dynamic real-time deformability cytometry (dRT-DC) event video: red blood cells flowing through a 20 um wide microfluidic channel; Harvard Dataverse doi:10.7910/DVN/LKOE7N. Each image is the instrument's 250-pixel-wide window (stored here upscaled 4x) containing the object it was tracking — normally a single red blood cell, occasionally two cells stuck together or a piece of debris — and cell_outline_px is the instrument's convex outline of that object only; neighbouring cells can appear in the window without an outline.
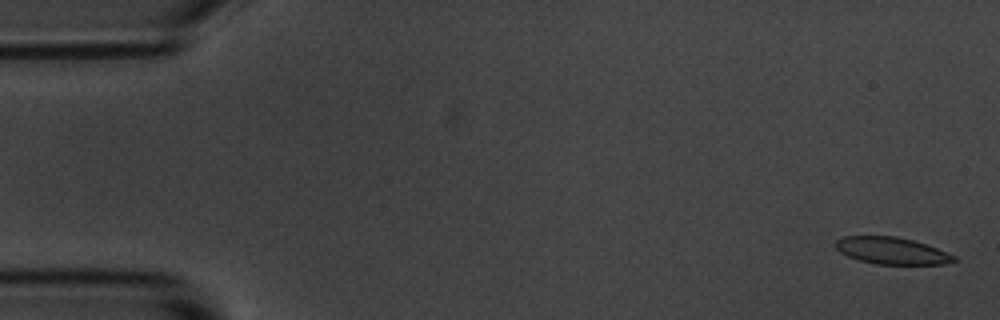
{"species": "common noctule bat (a hibernating species)", "species_latin": "Nyctalus noctula", "temperature_condition": "room temperature", "stored_images_in_passage": 5, "camera_frame_rate_fps": 3000, "um_per_image_px": 0.085, "animal": {"sex": "male", "body_mass_g": 20.1, "forearm_length_mm": 53.5}, "frame": {"image": 1, "passage_image": 1, "time_ms": 0.0, "image_size_px": [1000, 320], "cell_outline_px": [[956, 260], [944, 264], [876, 264], [860, 260], [848, 256], [840, 252], [836, 248], [836, 240], [844, 236], [896, 236], [912, 240], [936, 248], [956, 256]], "centroid_in_image_um": [75.78, 21.31], "position_along_channel_um": 9.2, "area_um2": 18.32}}